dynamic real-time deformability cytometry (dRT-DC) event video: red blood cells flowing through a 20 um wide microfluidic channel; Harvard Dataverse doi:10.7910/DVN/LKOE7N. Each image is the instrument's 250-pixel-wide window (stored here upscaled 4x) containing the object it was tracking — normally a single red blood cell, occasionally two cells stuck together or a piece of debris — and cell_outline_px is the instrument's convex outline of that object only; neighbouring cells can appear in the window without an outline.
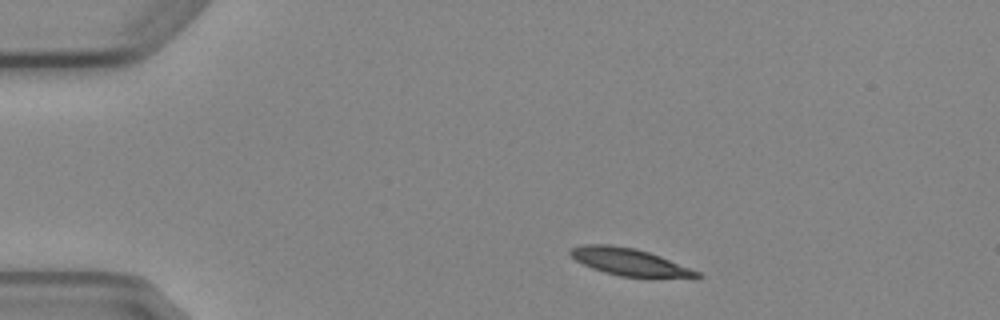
{"species": "Egyptian fruit bat (a non-hibernating species)", "species_latin": "Rousettus aegyptiacus", "temperature_condition": "cold", "stored_images_in_passage": 4, "camera_frame_rate_fps": 3000, "um_per_image_px": 0.085, "animal": {"sex": "female"}, "frame": {"image": 1, "passage_image": 1, "time_ms": 0.0, "image_size_px": [1000, 320], "cell_outline_px": [[704, 276], [696, 280], [620, 276], [604, 272], [592, 268], [576, 260], [568, 252], [572, 248], [584, 244], [608, 244], [636, 248], [660, 256], [700, 272]], "centroid_in_image_um": [53.64, 22.31], "position_along_channel_um": 31.4, "area_um2": 20.58}}
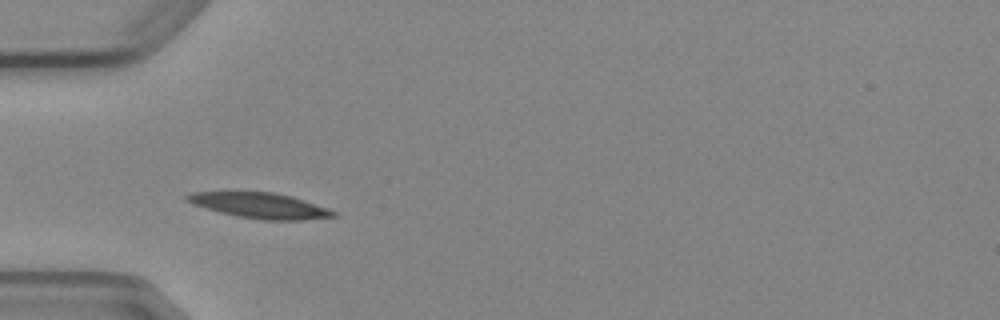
{"frame": {"image": 2, "passage_image": 3, "time_ms": 2.333, "image_size_px": [1000, 320], "cell_outline_px": [[340, 216], [304, 220], [264, 220], [240, 216], [220, 212], [192, 204], [184, 200], [184, 196], [192, 192], [272, 192], [292, 196], [328, 208], [336, 212]], "centroid_in_image_um": [22.12, 17.47], "position_along_channel_um": 62.9, "area_um2": 21.68}}
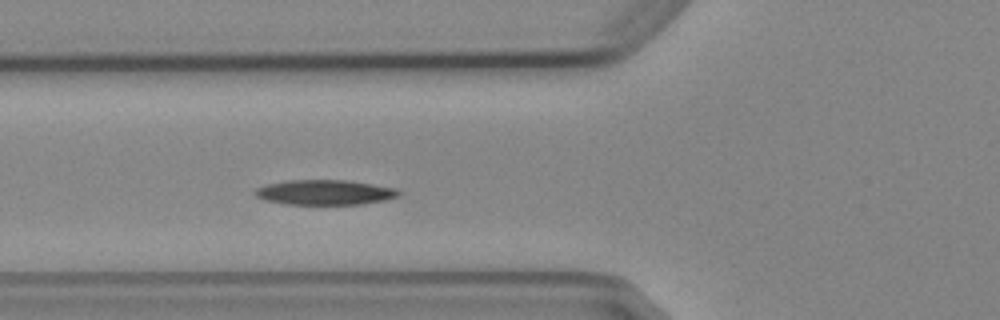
{"frame": {"image": 3, "passage_image": 4, "time_ms": 3.333, "image_size_px": [1000, 320], "cell_outline_px": [[404, 192], [400, 196], [384, 200], [360, 204], [284, 204], [264, 200], [256, 196], [252, 192], [256, 188], [268, 184], [284, 180], [348, 180], [396, 188]], "centroid_in_image_um": [27.61, 16.34], "position_along_channel_um": 98.2, "area_um2": 21.1}}